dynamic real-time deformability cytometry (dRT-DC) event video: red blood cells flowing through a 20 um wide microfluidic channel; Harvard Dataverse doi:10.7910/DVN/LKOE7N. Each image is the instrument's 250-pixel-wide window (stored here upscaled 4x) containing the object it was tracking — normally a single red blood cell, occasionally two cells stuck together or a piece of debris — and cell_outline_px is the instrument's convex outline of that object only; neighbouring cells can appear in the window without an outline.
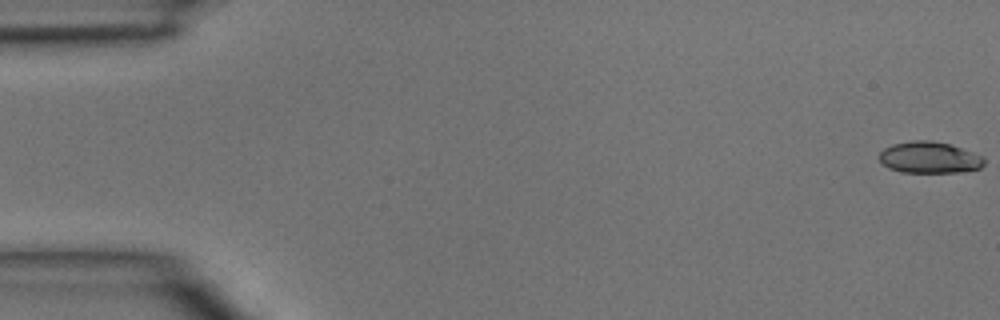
{"species": "common noctule bat (a hibernating species)", "species_latin": "Nyctalus noctula", "temperature_condition": "room temperature", "stored_images_in_passage": 45, "camera_frame_rate_fps": 3000, "um_per_image_px": 0.085, "animal": {"sex": "male", "body_mass_g": 15.6}, "frame": {"image": 1, "passage_image": 1, "time_ms": 0.0, "image_size_px": [1000, 320], "cell_outline_px": [[984, 164], [980, 168], [956, 172], [900, 172], [888, 168], [880, 160], [880, 152], [884, 148], [892, 144], [912, 140], [932, 140], [948, 144], [984, 156]], "centroid_in_image_um": [78.98, 13.38], "position_along_channel_um": 6.0, "area_um2": 19.13}}
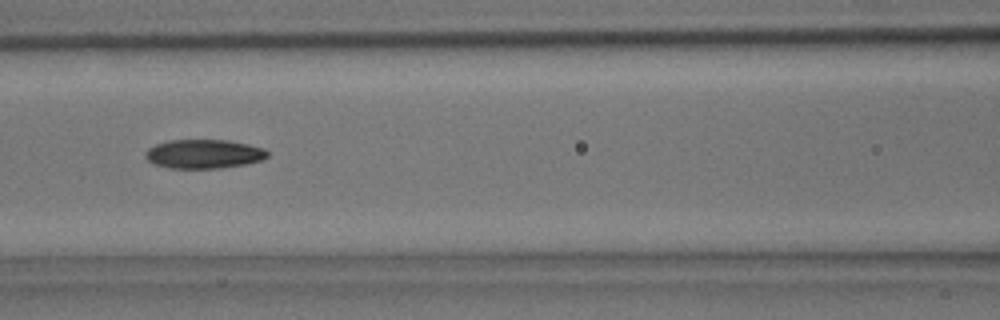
{"frame": {"image": 2, "passage_image": 20, "time_ms": 6.333, "image_size_px": [1000, 320], "cell_outline_px": [[268, 156], [260, 160], [244, 164], [220, 168], [168, 168], [152, 164], [144, 156], [144, 152], [148, 148], [156, 144], [168, 140], [228, 140], [248, 144], [264, 148], [268, 152]], "centroid_in_image_um": [17.28, 13.08], "position_along_channel_um": 149.3, "area_um2": 20.69}}
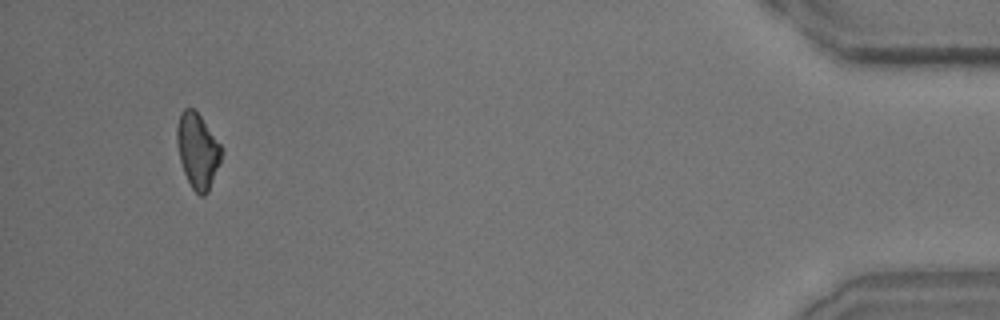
{"frame": {"image": 3, "passage_image": 43, "time_ms": 14.0, "image_size_px": [1000, 320], "cell_outline_px": [[224, 152], [208, 192], [204, 196], [200, 196], [192, 188], [184, 172], [180, 160], [176, 140], [176, 128], [180, 112], [184, 108], [192, 108], [200, 116], [224, 148]], "centroid_in_image_um": [16.81, 12.8], "position_along_channel_um": 418.4, "area_um2": 19.54}}